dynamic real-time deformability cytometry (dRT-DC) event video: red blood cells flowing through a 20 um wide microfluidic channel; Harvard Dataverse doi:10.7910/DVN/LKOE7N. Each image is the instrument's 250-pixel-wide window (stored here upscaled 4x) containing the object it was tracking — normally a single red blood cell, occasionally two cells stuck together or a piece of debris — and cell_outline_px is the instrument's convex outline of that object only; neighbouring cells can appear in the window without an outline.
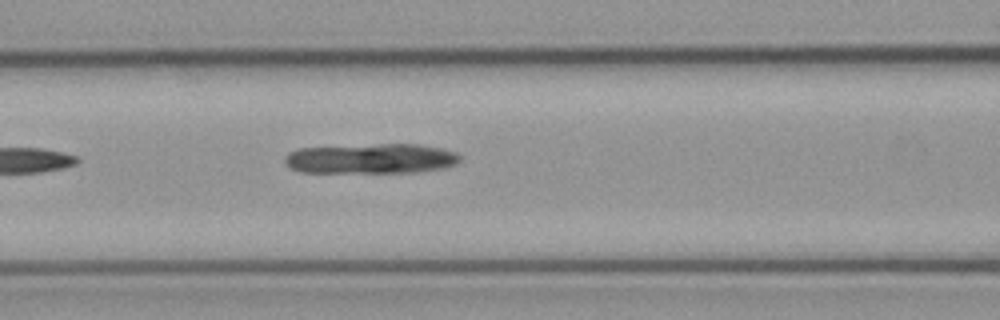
{"species": "common noctule bat (a hibernating species)", "species_latin": "Nyctalus noctula", "temperature_condition": "cold", "stored_images_in_passage": 6, "camera_frame_rate_fps": 3000, "um_per_image_px": 0.085, "animal": {"sex": "male", "body_mass_g": 23.1, "forearm_length_mm": 52.7}, "frame": {"image": 1, "passage_image": 6, "time_ms": 7.0, "image_size_px": [1000, 320], "cell_outline_px": [[460, 160], [456, 164], [444, 168], [416, 172], [300, 172], [284, 164], [284, 156], [288, 152], [300, 148], [380, 144], [420, 144], [440, 148], [456, 152], [460, 156]], "centroid_in_image_um": [31.54, 13.48], "position_along_channel_um": 135.1, "area_um2": 30.69}}